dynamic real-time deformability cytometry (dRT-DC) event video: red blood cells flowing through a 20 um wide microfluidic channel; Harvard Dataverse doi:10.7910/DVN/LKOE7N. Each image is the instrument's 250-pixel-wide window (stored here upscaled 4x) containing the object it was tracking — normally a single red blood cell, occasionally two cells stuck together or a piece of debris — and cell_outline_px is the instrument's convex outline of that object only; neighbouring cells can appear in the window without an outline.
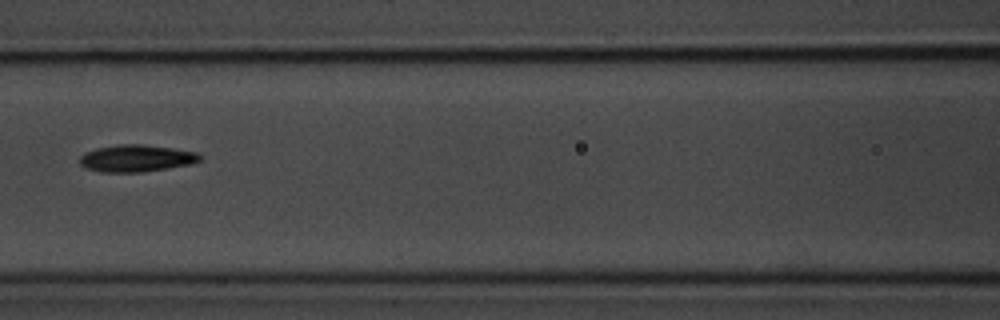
{"species": "common noctule bat (a hibernating species)", "species_latin": "Nyctalus noctula", "temperature_condition": "room temperature", "stored_images_in_passage": 6, "camera_frame_rate_fps": 3000, "um_per_image_px": 0.085, "animal": {"sex": "male", "body_mass_g": 20.1, "forearm_length_mm": 53.5}, "frame": {"image": 1, "passage_image": 3, "time_ms": 2.333, "image_size_px": [1000, 320], "cell_outline_px": [[200, 160], [192, 164], [168, 168], [140, 172], [100, 172], [88, 168], [80, 164], [80, 156], [84, 152], [96, 148], [120, 144], [144, 144], [172, 148], [196, 152], [200, 156]], "centroid_in_image_um": [11.57, 13.45], "position_along_channel_um": 155.0, "area_um2": 18.84}}
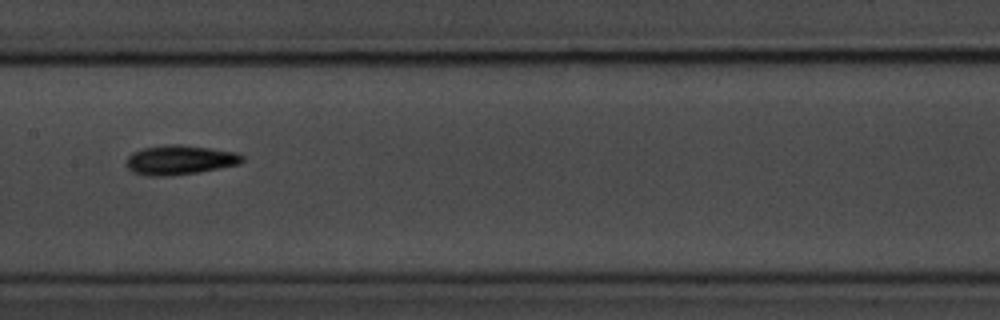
{"frame": {"image": 2, "passage_image": 4, "time_ms": 3.333, "image_size_px": [1000, 320], "cell_outline_px": [[244, 160], [240, 164], [200, 172], [164, 176], [148, 176], [132, 172], [124, 164], [128, 156], [132, 152], [144, 148], [164, 144], [180, 144], [236, 152], [244, 156]], "centroid_in_image_um": [15.26, 13.59], "position_along_channel_um": 192.1, "area_um2": 20.06}}
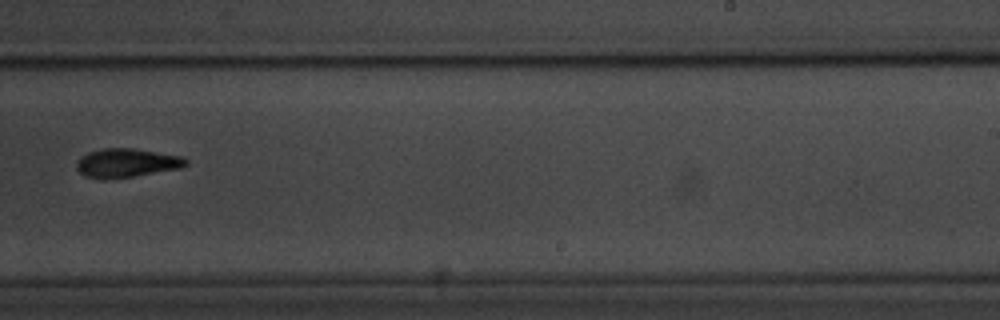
{"frame": {"image": 3, "passage_image": 6, "time_ms": 5.667, "image_size_px": [1000, 320], "cell_outline_px": [[188, 164], [180, 168], [132, 176], [104, 180], [84, 176], [76, 168], [76, 160], [80, 156], [88, 152], [104, 148], [136, 148], [184, 156], [188, 160]], "centroid_in_image_um": [10.74, 13.84], "position_along_channel_um": 278.3, "area_um2": 18.61}}